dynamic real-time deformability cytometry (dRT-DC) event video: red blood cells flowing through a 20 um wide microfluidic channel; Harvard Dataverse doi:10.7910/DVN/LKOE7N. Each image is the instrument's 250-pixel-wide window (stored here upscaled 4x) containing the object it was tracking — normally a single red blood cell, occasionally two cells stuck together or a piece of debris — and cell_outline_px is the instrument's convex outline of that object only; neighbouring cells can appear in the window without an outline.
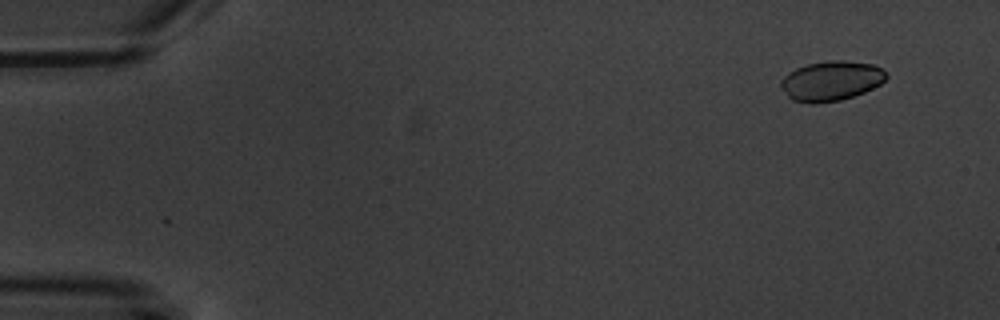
{"species": "common noctule bat (a hibernating species)", "species_latin": "Nyctalus noctula", "temperature_condition": "warm", "stored_images_in_passage": 7, "camera_frame_rate_fps": 3000, "um_per_image_px": 0.085, "animal": {"sex": "male", "body_mass_g": 20.1, "forearm_length_mm": 53.5}, "frame": {"image": 1, "passage_image": 2, "time_ms": 1.333, "image_size_px": [1000, 320], "cell_outline_px": [[888, 76], [880, 84], [864, 92], [840, 100], [812, 104], [792, 100], [788, 96], [780, 84], [780, 80], [788, 72], [796, 68], [808, 64], [832, 60], [844, 60], [872, 64], [880, 68]], "centroid_in_image_um": [70.62, 6.87], "position_along_channel_um": 14.4, "area_um2": 24.22}}